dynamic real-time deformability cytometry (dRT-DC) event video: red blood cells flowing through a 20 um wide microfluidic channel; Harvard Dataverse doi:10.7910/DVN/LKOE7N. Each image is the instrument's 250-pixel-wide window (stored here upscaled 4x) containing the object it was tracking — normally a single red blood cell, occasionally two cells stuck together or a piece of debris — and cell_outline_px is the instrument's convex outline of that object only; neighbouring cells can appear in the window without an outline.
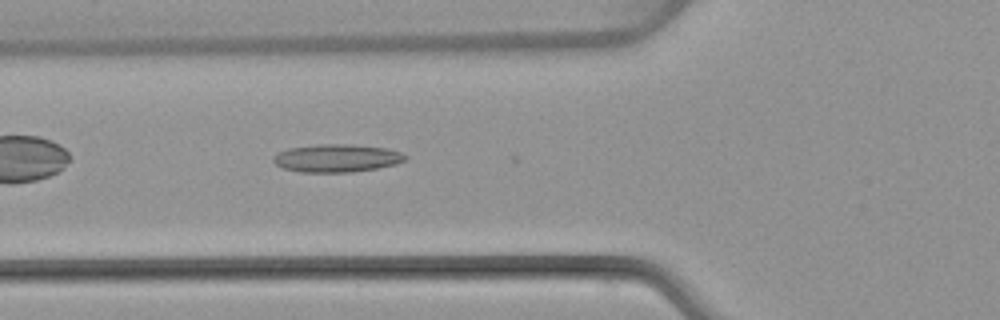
{"species": "common noctule bat (a hibernating species)", "species_latin": "Nyctalus noctula", "temperature_condition": "warm", "stored_images_in_passage": 9, "camera_frame_rate_fps": 3000, "um_per_image_px": 0.085, "animal": {"sex": "female", "body_mass_g": 22.7, "forearm_length_mm": 54.2}, "frame": {"image": 1, "passage_image": 5, "time_ms": 1.333, "image_size_px": [1000, 320], "cell_outline_px": [[408, 156], [404, 160], [396, 164], [376, 168], [352, 172], [300, 172], [284, 168], [276, 164], [272, 160], [272, 156], [288, 148], [320, 144], [348, 144], [388, 148], [400, 152]], "centroid_in_image_um": [28.62, 13.44], "position_along_channel_um": 97.2, "area_um2": 21.39}}
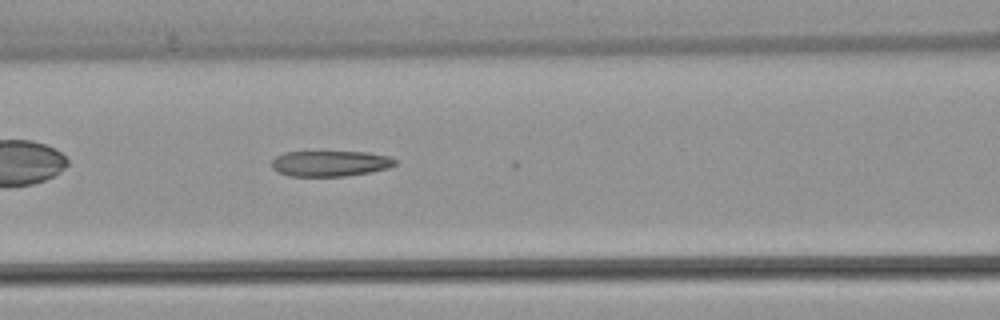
{"frame": {"image": 2, "passage_image": 8, "time_ms": 2.333, "image_size_px": [1000, 320], "cell_outline_px": [[396, 164], [388, 168], [368, 172], [344, 176], [288, 176], [276, 172], [272, 168], [272, 160], [276, 156], [284, 152], [368, 152], [388, 156], [396, 160]], "centroid_in_image_um": [28.03, 13.89], "position_along_channel_um": 138.6, "area_um2": 18.44}}